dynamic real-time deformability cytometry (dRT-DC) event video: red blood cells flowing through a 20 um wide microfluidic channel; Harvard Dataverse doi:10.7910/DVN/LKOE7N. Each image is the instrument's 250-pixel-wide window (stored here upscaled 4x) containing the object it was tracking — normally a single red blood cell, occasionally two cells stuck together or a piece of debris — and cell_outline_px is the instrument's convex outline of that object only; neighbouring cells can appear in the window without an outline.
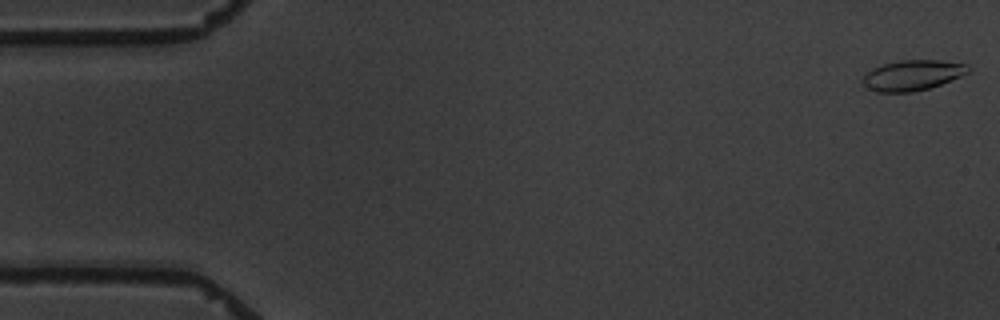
{"species": "common noctule bat (a hibernating species)", "species_latin": "Nyctalus noctula", "temperature_condition": "warm", "stored_images_in_passage": 5, "camera_frame_rate_fps": 3000, "um_per_image_px": 0.085, "animal": {"sex": "male", "body_mass_g": 19.5, "forearm_length_mm": 54.6}, "frame": {"image": 1, "passage_image": 1, "time_ms": 0.0, "image_size_px": [1000, 320], "cell_outline_px": [[972, 68], [968, 72], [960, 76], [940, 84], [928, 88], [912, 92], [876, 92], [864, 88], [860, 80], [872, 68], [884, 64], [900, 60], [940, 60], [968, 64]], "centroid_in_image_um": [77.52, 6.4], "position_along_channel_um": 7.5, "area_um2": 18.79}}